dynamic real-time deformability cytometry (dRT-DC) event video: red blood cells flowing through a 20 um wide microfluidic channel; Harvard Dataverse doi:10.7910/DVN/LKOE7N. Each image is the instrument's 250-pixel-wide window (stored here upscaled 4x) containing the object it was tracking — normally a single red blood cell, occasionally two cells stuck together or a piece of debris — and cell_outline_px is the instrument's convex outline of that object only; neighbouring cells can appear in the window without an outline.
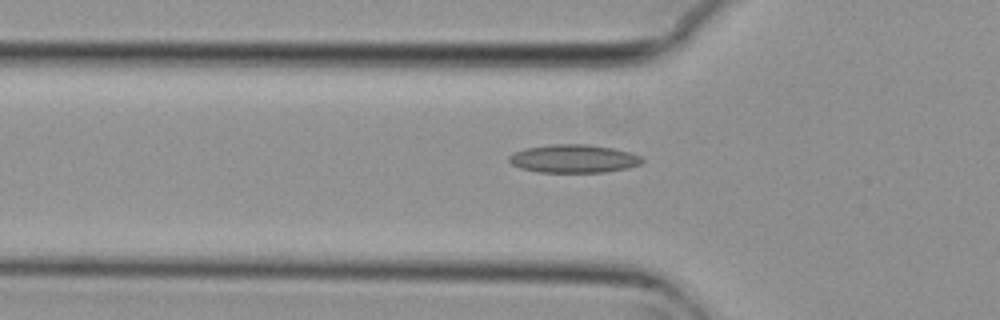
{"species": "common noctule bat (a hibernating species)", "species_latin": "Nyctalus noctula", "temperature_condition": "cold", "stored_images_in_passage": 7, "camera_frame_rate_fps": 3000, "um_per_image_px": 0.085, "animal": {"sex": "female", "body_mass_g": 29.2, "forearm_length_mm": 56.3}, "frame": {"image": 1, "passage_image": 6, "time_ms": 1.667, "image_size_px": [1000, 320], "cell_outline_px": [[644, 160], [640, 164], [628, 168], [604, 172], [536, 172], [520, 168], [512, 164], [508, 160], [508, 156], [512, 152], [524, 148], [548, 144], [588, 144], [612, 148], [628, 152], [640, 156]], "centroid_in_image_um": [48.7, 13.48], "position_along_channel_um": 77.1, "area_um2": 22.02}}
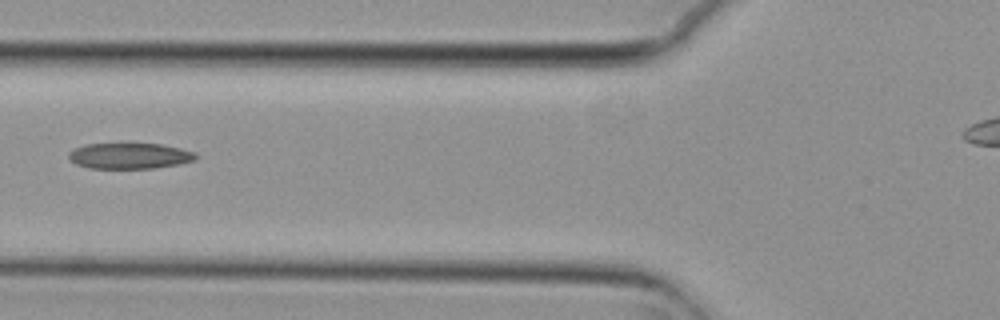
{"frame": {"image": 2, "passage_image": 7, "time_ms": 2.0, "image_size_px": [1000, 320], "cell_outline_px": [[196, 160], [180, 164], [156, 168], [88, 168], [76, 164], [68, 156], [68, 152], [72, 148], [84, 144], [160, 144], [180, 148], [196, 152]], "centroid_in_image_um": [11.01, 13.25], "position_along_channel_um": 114.8, "area_um2": 19.19}}